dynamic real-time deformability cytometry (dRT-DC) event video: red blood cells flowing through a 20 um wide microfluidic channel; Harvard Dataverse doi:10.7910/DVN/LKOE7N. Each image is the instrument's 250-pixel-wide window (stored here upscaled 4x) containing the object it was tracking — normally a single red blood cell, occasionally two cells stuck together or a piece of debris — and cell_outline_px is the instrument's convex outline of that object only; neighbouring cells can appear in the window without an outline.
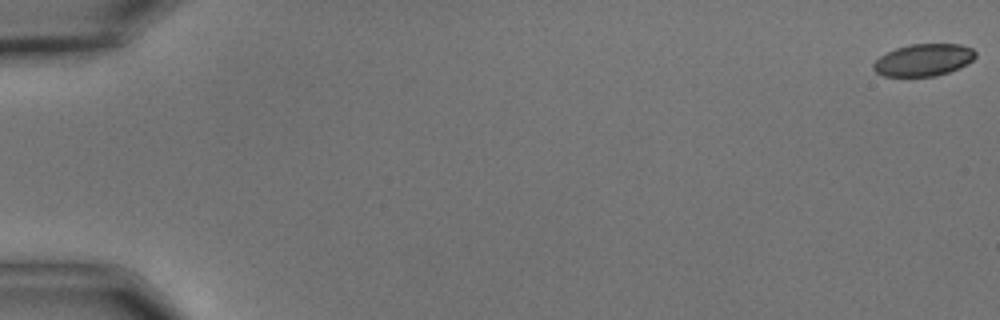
{"species": "common noctule bat (a hibernating species)", "species_latin": "Nyctalus noctula", "temperature_condition": "cold", "stored_images_in_passage": 10, "camera_frame_rate_fps": 3000, "um_per_image_px": 0.085, "animal": {"sex": "male", "body_mass_g": 15.6}, "frame": {"image": 1, "passage_image": 1, "time_ms": 0.0, "image_size_px": [1000, 320], "cell_outline_px": [[976, 56], [968, 64], [960, 68], [936, 76], [884, 76], [876, 72], [872, 68], [872, 64], [880, 56], [896, 48], [908, 44], [960, 44], [972, 48], [976, 52]], "centroid_in_image_um": [78.51, 5.09], "position_along_channel_um": 6.5, "area_um2": 19.19}}